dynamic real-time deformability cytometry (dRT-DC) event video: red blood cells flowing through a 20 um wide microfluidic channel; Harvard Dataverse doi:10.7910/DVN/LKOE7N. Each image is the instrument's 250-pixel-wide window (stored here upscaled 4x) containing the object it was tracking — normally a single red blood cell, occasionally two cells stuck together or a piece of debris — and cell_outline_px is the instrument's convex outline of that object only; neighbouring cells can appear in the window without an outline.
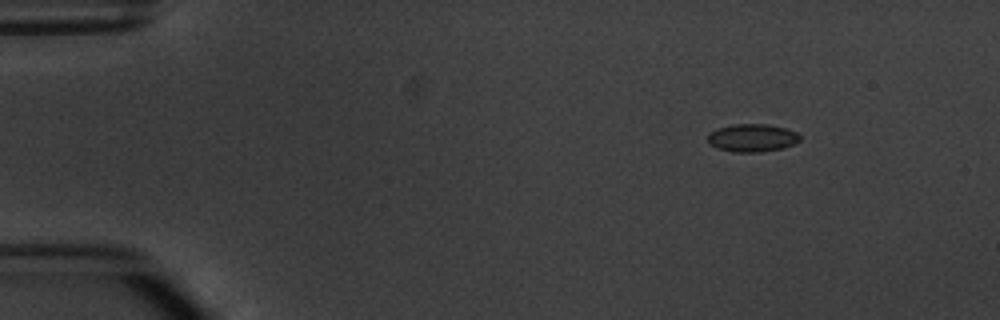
{"species": "common noctule bat (a hibernating species)", "species_latin": "Nyctalus noctula", "temperature_condition": "warm", "stored_images_in_passage": 7, "camera_frame_rate_fps": 3000, "um_per_image_px": 0.085, "animal": {"sex": "male", "body_mass_g": 20.1, "forearm_length_mm": 53.5}, "frame": {"image": 1, "passage_image": 2, "time_ms": 1.0, "image_size_px": [1000, 320], "cell_outline_px": [[800, 140], [784, 148], [760, 152], [732, 152], [716, 148], [708, 144], [708, 136], [716, 128], [732, 124], [764, 124], [784, 128], [796, 132], [800, 136]], "centroid_in_image_um": [63.9, 11.73], "position_along_channel_um": 21.1, "area_um2": 14.97}}